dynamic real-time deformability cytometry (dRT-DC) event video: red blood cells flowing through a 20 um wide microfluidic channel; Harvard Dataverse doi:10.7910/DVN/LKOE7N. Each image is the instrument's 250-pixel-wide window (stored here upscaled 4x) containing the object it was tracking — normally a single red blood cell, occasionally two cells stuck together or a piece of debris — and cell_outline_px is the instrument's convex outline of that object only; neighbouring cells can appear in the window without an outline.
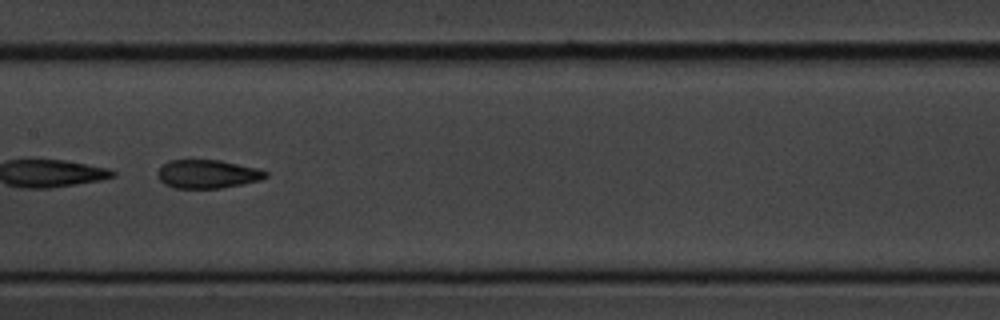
{"species": "common noctule bat (a hibernating species)", "species_latin": "Nyctalus noctula", "temperature_condition": "cold", "stored_images_in_passage": 7, "camera_frame_rate_fps": 3000, "um_per_image_px": 0.085, "animal": {"sex": "male", "body_mass_g": 20.1, "forearm_length_mm": 53.5}, "frame": {"image": 1, "passage_image": 7, "time_ms": 7.333, "image_size_px": [1000, 320], "cell_outline_px": [[268, 176], [260, 180], [220, 188], [176, 188], [164, 184], [160, 180], [156, 172], [160, 164], [168, 160], [220, 160], [256, 168], [268, 172]], "centroid_in_image_um": [17.58, 14.78], "position_along_channel_um": 189.8, "area_um2": 17.98}}